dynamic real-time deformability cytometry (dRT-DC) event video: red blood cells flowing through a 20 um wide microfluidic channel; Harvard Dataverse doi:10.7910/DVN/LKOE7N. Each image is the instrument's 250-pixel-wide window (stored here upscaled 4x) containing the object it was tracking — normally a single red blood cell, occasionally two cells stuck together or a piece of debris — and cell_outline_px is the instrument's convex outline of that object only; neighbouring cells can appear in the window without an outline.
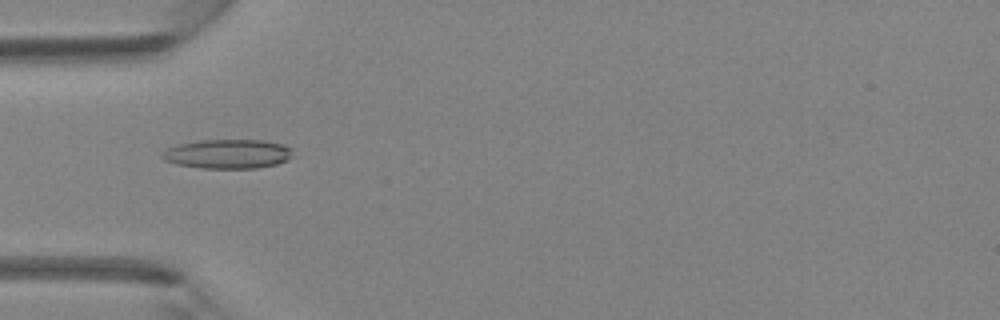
{"species": "Egyptian fruit bat (a non-hibernating species)", "species_latin": "Rousettus aegyptiacus", "temperature_condition": "room temperature", "stored_images_in_passage": 5, "camera_frame_rate_fps": 3000, "um_per_image_px": 0.085, "animal": {"sex": "female"}, "frame": {"image": 1, "passage_image": 5, "time_ms": 1.333, "image_size_px": [1000, 320], "cell_outline_px": [[292, 156], [288, 160], [276, 164], [256, 168], [200, 168], [176, 164], [164, 160], [160, 156], [160, 152], [168, 148], [180, 144], [200, 140], [264, 140], [284, 144], [292, 148]], "centroid_in_image_um": [19.36, 13.08], "position_along_channel_um": 65.6, "area_um2": 22.43}}